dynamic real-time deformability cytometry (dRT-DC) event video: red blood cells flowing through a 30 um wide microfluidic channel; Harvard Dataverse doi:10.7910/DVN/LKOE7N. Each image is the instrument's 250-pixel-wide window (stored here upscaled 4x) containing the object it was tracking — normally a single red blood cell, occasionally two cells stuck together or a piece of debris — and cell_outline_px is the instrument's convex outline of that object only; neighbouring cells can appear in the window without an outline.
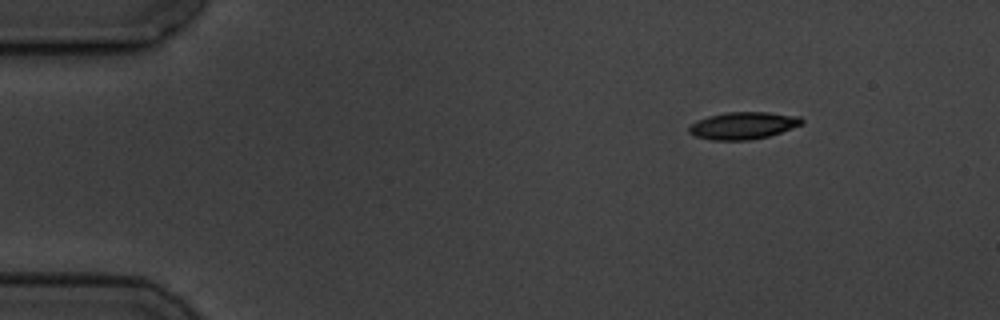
{"species": "common noctule bat (a hibernating species)", "species_latin": "Nyctalus noctula", "temperature_condition": "cold", "stored_images_in_passage": 6, "camera_frame_rate_fps": 3000, "um_per_image_px": 0.085, "animal": {"sex": "male", "body_mass_g": 19.5, "forearm_length_mm": 54.6}, "frame": {"image": 1, "passage_image": 1, "time_ms": 0.0, "image_size_px": [1000, 320], "cell_outline_px": [[804, 124], [768, 136], [748, 140], [712, 140], [696, 136], [688, 132], [688, 128], [696, 120], [708, 116], [728, 112], [768, 112], [800, 116], [804, 120]], "centroid_in_image_um": [63.18, 10.66], "position_along_channel_um": 21.8, "area_um2": 17.86}}
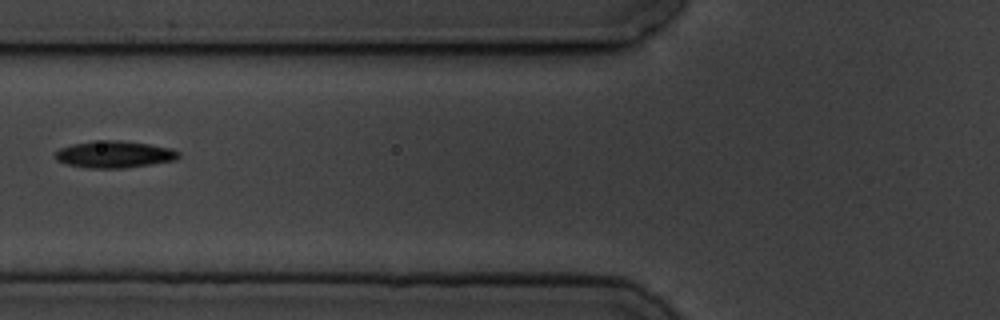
{"frame": {"image": 2, "passage_image": 5, "time_ms": 5.0, "image_size_px": [1000, 320], "cell_outline_px": [[180, 156], [176, 160], [152, 164], [124, 168], [88, 168], [68, 164], [56, 160], [52, 156], [60, 148], [72, 144], [92, 140], [120, 140], [148, 144], [172, 148], [180, 152]], "centroid_in_image_um": [9.71, 13.11], "position_along_channel_um": 116.1, "area_um2": 19.54}}
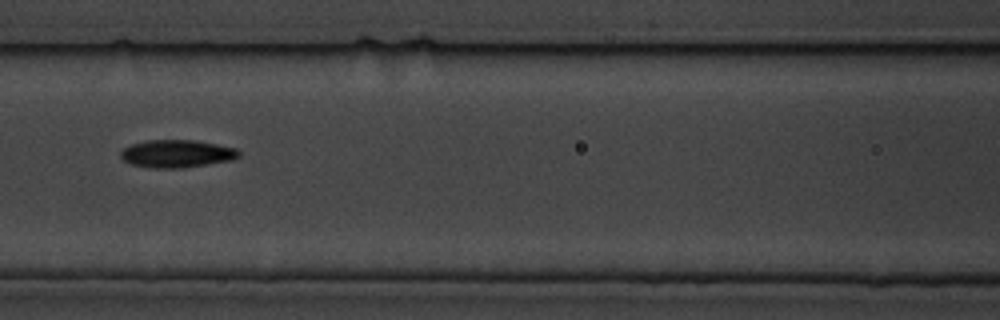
{"frame": {"image": 3, "passage_image": 6, "time_ms": 6.0, "image_size_px": [1000, 320], "cell_outline_px": [[240, 156], [232, 160], [180, 168], [152, 168], [132, 164], [124, 160], [120, 156], [120, 152], [124, 148], [132, 144], [148, 140], [196, 140], [236, 148], [240, 152]], "centroid_in_image_um": [15.04, 13.06], "position_along_channel_um": 151.6, "area_um2": 18.96}}